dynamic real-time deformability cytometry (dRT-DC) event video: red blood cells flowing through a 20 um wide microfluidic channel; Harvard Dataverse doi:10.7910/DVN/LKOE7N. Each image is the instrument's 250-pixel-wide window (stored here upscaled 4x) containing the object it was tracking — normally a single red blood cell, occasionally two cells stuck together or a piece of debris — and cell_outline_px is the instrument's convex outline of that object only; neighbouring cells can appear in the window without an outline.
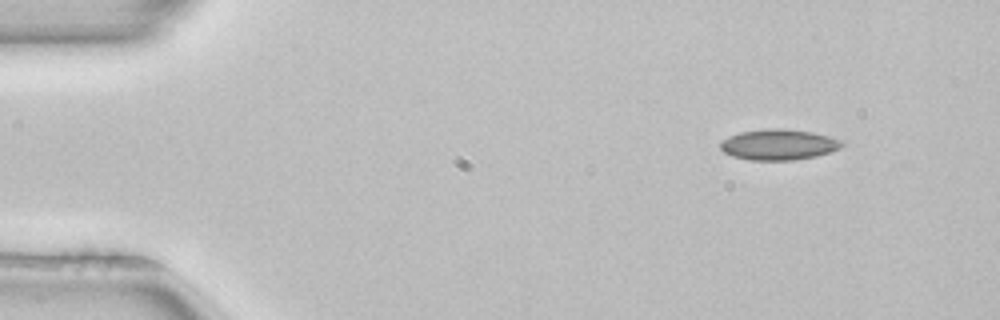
{"species": "common noctule bat (a hibernating species)", "species_latin": "Nyctalus noctula", "temperature_condition": "room temperature", "stored_images_in_passage": 3, "camera_frame_rate_fps": 3000, "um_per_image_px": 0.085, "animal": {"sex": "female", "body_mass_g": 22.7, "forearm_length_mm": 54.2}, "frame": {"image": 1, "passage_image": 1, "time_ms": 0.0, "image_size_px": [1000, 320], "cell_outline_px": [[844, 144], [840, 148], [816, 156], [792, 160], [748, 160], [732, 156], [724, 152], [720, 148], [720, 144], [728, 136], [740, 132], [768, 128], [784, 128], [812, 132], [844, 140]], "centroid_in_image_um": [66.19, 12.28], "position_along_channel_um": 18.8, "area_um2": 21.79}}
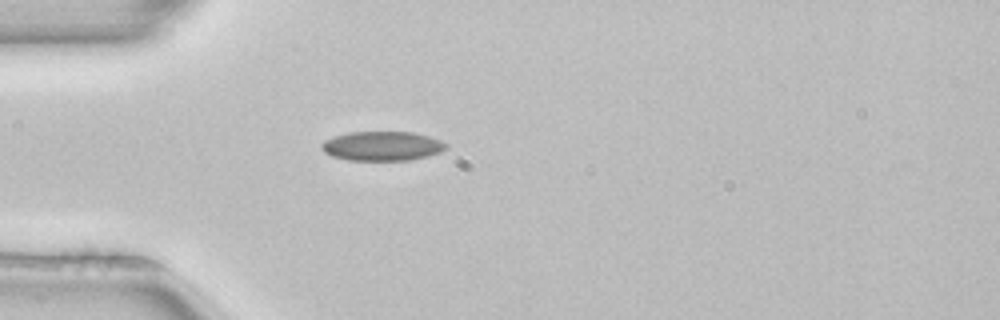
{"frame": {"image": 2, "passage_image": 3, "time_ms": 0.667, "image_size_px": [1000, 320], "cell_outline_px": [[448, 148], [440, 152], [428, 156], [408, 160], [348, 160], [332, 156], [324, 152], [320, 148], [320, 144], [324, 140], [348, 132], [412, 132], [428, 136], [440, 140], [448, 144]], "centroid_in_image_um": [32.48, 12.41], "position_along_channel_um": 52.5, "area_um2": 21.33}}